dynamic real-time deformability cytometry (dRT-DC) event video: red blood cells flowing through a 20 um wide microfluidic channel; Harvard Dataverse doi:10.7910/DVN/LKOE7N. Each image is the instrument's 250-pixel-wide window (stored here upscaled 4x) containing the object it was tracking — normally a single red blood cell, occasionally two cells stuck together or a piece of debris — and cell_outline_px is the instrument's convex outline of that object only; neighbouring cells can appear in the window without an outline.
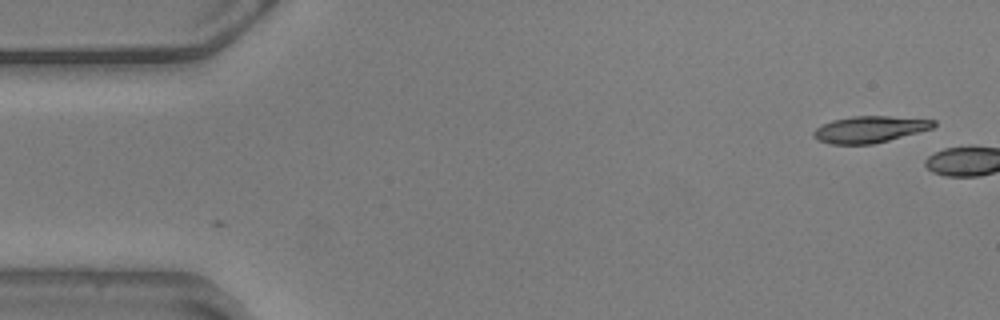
{"species": "common noctule bat (a hibernating species)", "species_latin": "Nyctalus noctula", "temperature_condition": "warm", "stored_images_in_passage": 3, "camera_frame_rate_fps": 3000, "um_per_image_px": 0.085, "animal": {"sex": "male", "body_mass_g": 20.5, "forearm_length_mm": 52.5}, "frame": {"image": 1, "passage_image": 3, "time_ms": 0.667, "image_size_px": [1000, 320], "cell_outline_px": [[936, 124], [932, 128], [888, 140], [872, 144], [832, 144], [816, 140], [812, 136], [812, 132], [816, 128], [832, 120], [852, 116], [888, 116], [936, 120]], "centroid_in_image_um": [73.88, 10.99], "position_along_channel_um": 11.1, "area_um2": 18.44}}